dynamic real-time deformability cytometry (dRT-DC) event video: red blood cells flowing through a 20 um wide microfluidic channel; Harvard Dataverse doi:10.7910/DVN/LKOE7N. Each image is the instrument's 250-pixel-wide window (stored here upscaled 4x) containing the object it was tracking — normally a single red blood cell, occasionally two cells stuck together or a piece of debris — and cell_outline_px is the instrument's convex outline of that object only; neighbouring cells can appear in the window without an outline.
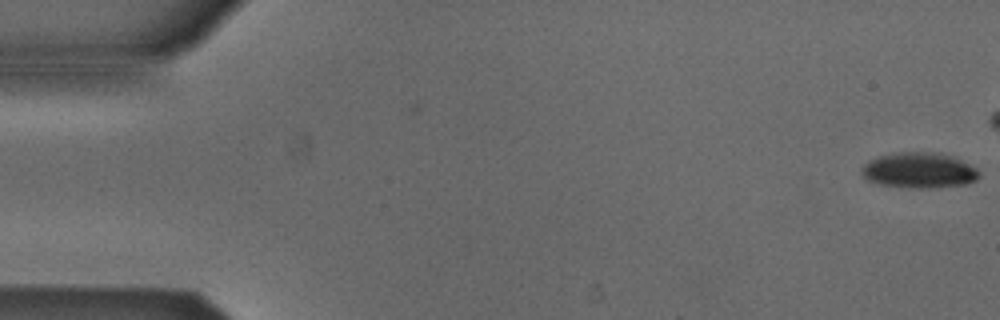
{"species": "Egyptian fruit bat (a non-hibernating species)", "species_latin": "Rousettus aegyptiacus", "temperature_condition": "cold", "stored_images_in_passage": 2, "camera_frame_rate_fps": 3000, "um_per_image_px": 0.085, "animal": {"sex": "male"}, "frame": {"image": 1, "passage_image": 2, "time_ms": 0.333, "image_size_px": [1000, 320], "cell_outline_px": [[980, 176], [976, 180], [968, 184], [928, 188], [908, 188], [880, 184], [868, 180], [860, 172], [860, 168], [868, 160], [880, 156], [900, 152], [932, 152], [952, 156], [976, 168], [980, 172]], "centroid_in_image_um": [78.12, 14.49], "position_along_channel_um": 6.9, "area_um2": 24.33}}